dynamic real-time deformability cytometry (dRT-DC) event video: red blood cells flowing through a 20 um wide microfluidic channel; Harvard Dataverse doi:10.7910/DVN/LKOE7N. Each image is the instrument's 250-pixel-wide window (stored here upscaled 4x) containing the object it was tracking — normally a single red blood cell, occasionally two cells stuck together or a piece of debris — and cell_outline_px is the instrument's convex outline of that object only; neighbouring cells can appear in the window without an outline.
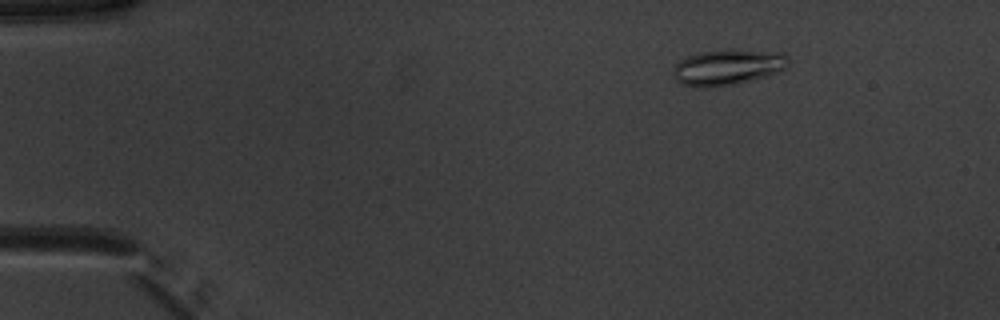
{"species": "common noctule bat (a hibernating species)", "species_latin": "Nyctalus noctula", "temperature_condition": "warm", "stored_images_in_passage": 52, "camera_frame_rate_fps": 3000, "um_per_image_px": 0.085, "animal": {"sex": "male", "body_mass_g": 20.1, "forearm_length_mm": 53.5}, "frame": {"image": 1, "passage_image": 8, "time_ms": 2.333, "image_size_px": [1000, 320], "cell_outline_px": [[788, 68], [780, 72], [736, 84], [704, 88], [684, 84], [676, 80], [672, 72], [676, 64], [680, 60], [688, 56], [704, 52], [732, 48], [780, 52], [788, 56]], "centroid_in_image_um": [61.91, 5.69], "position_along_channel_um": 23.1, "area_um2": 24.16}}
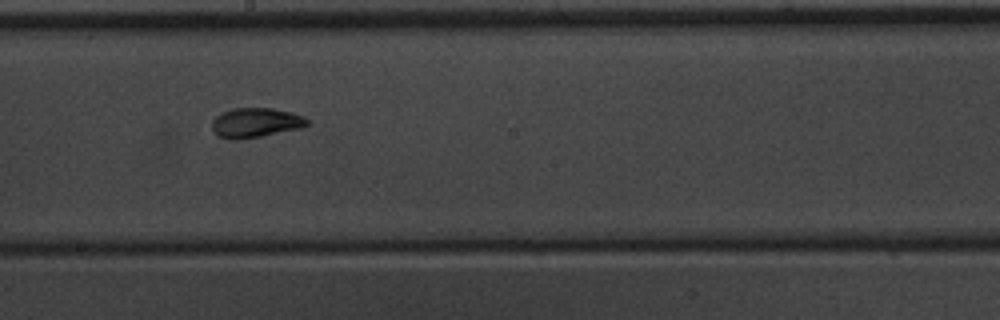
{"frame": {"image": 2, "passage_image": 30, "time_ms": 9.667, "image_size_px": [1000, 320], "cell_outline_px": [[308, 124], [300, 128], [260, 136], [220, 136], [212, 132], [212, 120], [216, 116], [232, 108], [272, 108], [304, 116], [308, 120]], "centroid_in_image_um": [21.75, 10.38], "position_along_channel_um": 226.4, "area_um2": 15.61}}
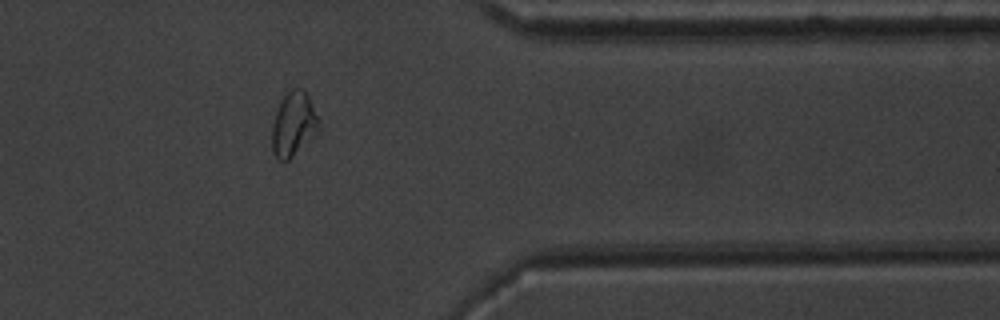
{"frame": {"image": 3, "passage_image": 43, "time_ms": 14.0, "image_size_px": [1000, 320], "cell_outline_px": [[320, 128], [288, 160], [280, 160], [272, 152], [272, 124], [280, 100], [292, 88], [300, 88], [308, 96], [320, 120]], "centroid_in_image_um": [24.94, 10.53], "position_along_channel_um": 386.5, "area_um2": 17.17}, "authors_computed_cell_mechanics": {"area_um2": 17.1666, "velocity_mm_per_s": 3.9509, "shape_relaxation_time_tau1_ms": 5.0014, "shape_relaxation_time_tau2_ms": 1.6821, "deformation_change_tau1": 0.1603, "deformation_change_tau2": 0.0591}}